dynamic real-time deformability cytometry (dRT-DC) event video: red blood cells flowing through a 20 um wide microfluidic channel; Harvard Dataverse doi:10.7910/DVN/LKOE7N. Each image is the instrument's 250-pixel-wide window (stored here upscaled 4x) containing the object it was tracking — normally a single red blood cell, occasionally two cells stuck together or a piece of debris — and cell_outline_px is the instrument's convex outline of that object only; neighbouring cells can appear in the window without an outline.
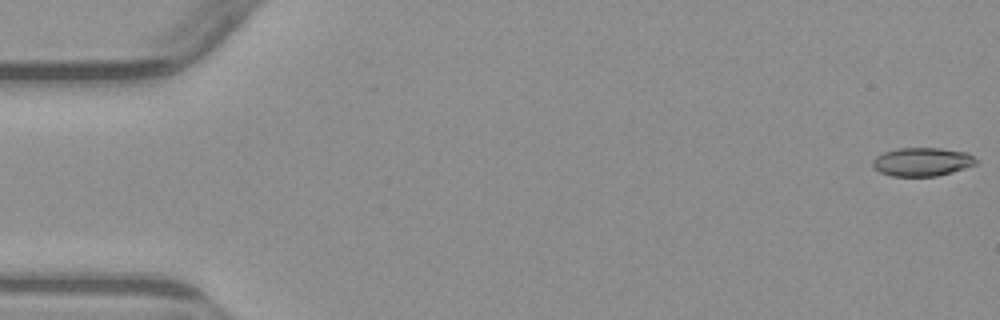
{"species": "common noctule bat (a hibernating species)", "species_latin": "Nyctalus noctula", "temperature_condition": "warm", "stored_images_in_passage": 4, "camera_frame_rate_fps": 3000, "um_per_image_px": 0.085, "animal": {"sex": "male", "body_mass_g": 23.1, "forearm_length_mm": 52.7}, "frame": {"image": 1, "passage_image": 1, "time_ms": 0.0, "image_size_px": [1000, 320], "cell_outline_px": [[976, 164], [952, 172], [936, 176], [892, 176], [880, 172], [872, 164], [872, 160], [876, 156], [884, 152], [896, 148], [940, 148], [968, 152], [976, 160]], "centroid_in_image_um": [78.37, 13.75], "position_along_channel_um": 6.6, "area_um2": 17.11}}
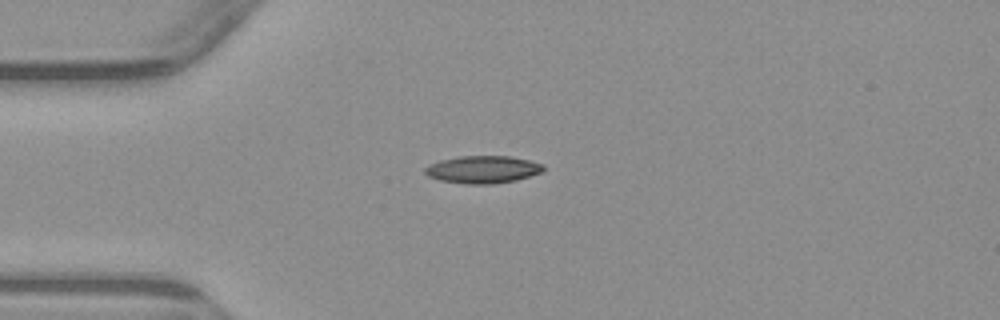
{"frame": {"image": 2, "passage_image": 4, "time_ms": 4.333, "image_size_px": [1000, 320], "cell_outline_px": [[544, 172], [516, 180], [492, 184], [464, 184], [440, 180], [428, 176], [424, 172], [424, 168], [428, 164], [440, 160], [460, 156], [508, 156], [528, 160], [544, 164]], "centroid_in_image_um": [41.03, 14.41], "position_along_channel_um": 44.0, "area_um2": 19.07}}